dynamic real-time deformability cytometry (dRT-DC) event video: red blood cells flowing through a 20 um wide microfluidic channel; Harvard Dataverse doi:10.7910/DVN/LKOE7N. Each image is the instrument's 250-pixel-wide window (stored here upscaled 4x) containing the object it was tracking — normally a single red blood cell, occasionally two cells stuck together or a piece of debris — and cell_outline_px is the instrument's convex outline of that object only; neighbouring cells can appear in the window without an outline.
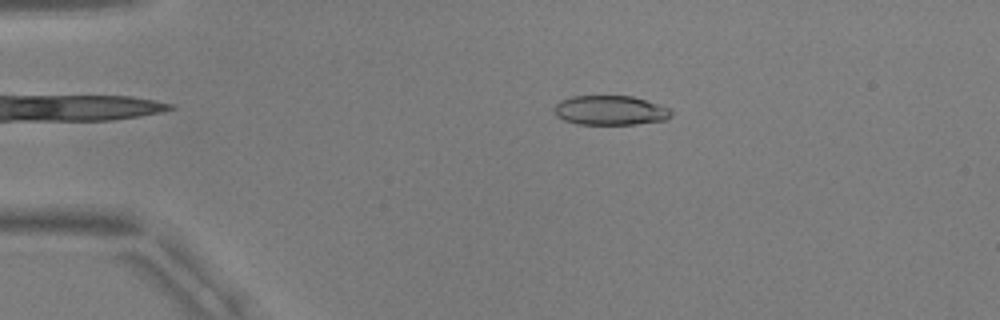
{"species": "common noctule bat (a hibernating species)", "species_latin": "Nyctalus noctula", "temperature_condition": "warm", "stored_images_in_passage": 48, "camera_frame_rate_fps": 3000, "um_per_image_px": 0.085, "animal": {"sex": "male", "body_mass_g": 17.9, "forearm_length_mm": 54.2}, "frame": {"image": 1, "passage_image": 5, "time_ms": 1.333, "image_size_px": [1000, 320], "cell_outline_px": [[672, 116], [664, 120], [636, 124], [576, 124], [564, 120], [556, 116], [556, 104], [560, 100], [572, 96], [632, 96], [668, 108], [672, 112]], "centroid_in_image_um": [51.86, 9.38], "position_along_channel_um": 33.1, "area_um2": 19.88}}
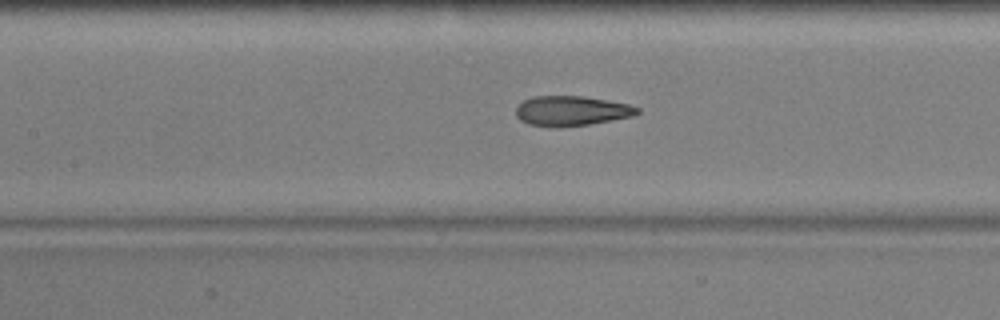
{"frame": {"image": 2, "passage_image": 19, "time_ms": 6.0, "image_size_px": [1000, 320], "cell_outline_px": [[640, 112], [632, 116], [588, 124], [560, 128], [556, 128], [528, 124], [520, 120], [516, 116], [516, 108], [524, 100], [532, 96], [584, 96], [608, 100], [628, 104], [640, 108]], "centroid_in_image_um": [48.55, 9.43], "position_along_channel_um": 158.8, "area_um2": 21.21}}
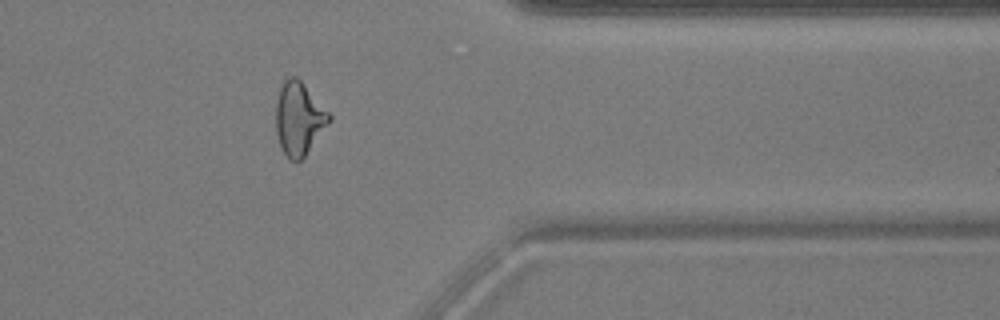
{"frame": {"image": 3, "passage_image": 38, "time_ms": 12.333, "image_size_px": [1000, 320], "cell_outline_px": [[332, 120], [304, 156], [300, 160], [288, 160], [280, 148], [276, 132], [276, 104], [280, 88], [284, 80], [288, 76], [296, 76], [304, 84], [332, 116]], "centroid_in_image_um": [25.4, 10.08], "position_along_channel_um": 386.0, "area_um2": 22.6}, "authors_computed_cell_mechanics": {"area_um2": 21.5016, "velocity_mm_per_s": 3.7725, "shape_relaxation_time_tau1_ms": 7.4312, "shape_relaxation_time_tau2_ms": 1.318, "deformation_change_tau1": 0.2284, "deformation_change_tau2": 0.0961}}